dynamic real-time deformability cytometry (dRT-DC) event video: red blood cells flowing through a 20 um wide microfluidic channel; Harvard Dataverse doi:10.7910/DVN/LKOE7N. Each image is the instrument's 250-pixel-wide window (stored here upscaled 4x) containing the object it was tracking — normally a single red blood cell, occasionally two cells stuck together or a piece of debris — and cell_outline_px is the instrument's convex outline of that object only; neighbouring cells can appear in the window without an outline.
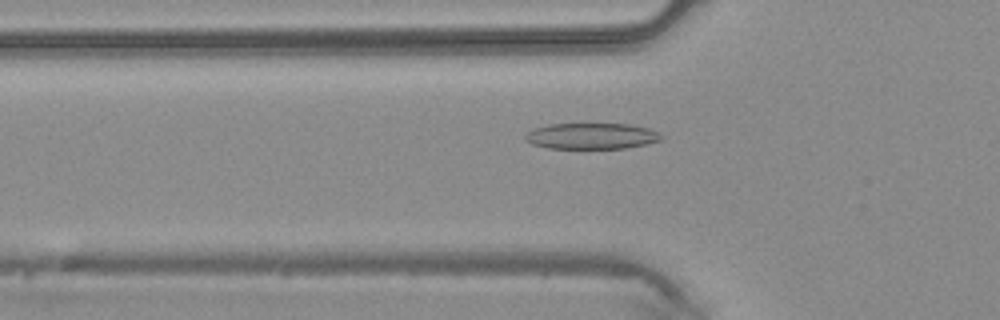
{"species": "common noctule bat (a hibernating species)", "species_latin": "Nyctalus noctula", "temperature_condition": "warm", "stored_images_in_passage": 34, "camera_frame_rate_fps": 3000, "um_per_image_px": 0.085, "animal": {"sex": "male", "body_mass_g": 20.4}, "frame": {"image": 1, "passage_image": 6, "time_ms": 1.667, "image_size_px": [1000, 320], "cell_outline_px": [[664, 136], [660, 140], [648, 144], [628, 148], [548, 148], [532, 144], [524, 140], [524, 136], [528, 132], [536, 128], [548, 124], [580, 120], [632, 124], [648, 128]], "centroid_in_image_um": [50.27, 11.5], "position_along_channel_um": 75.5, "area_um2": 21.85}}
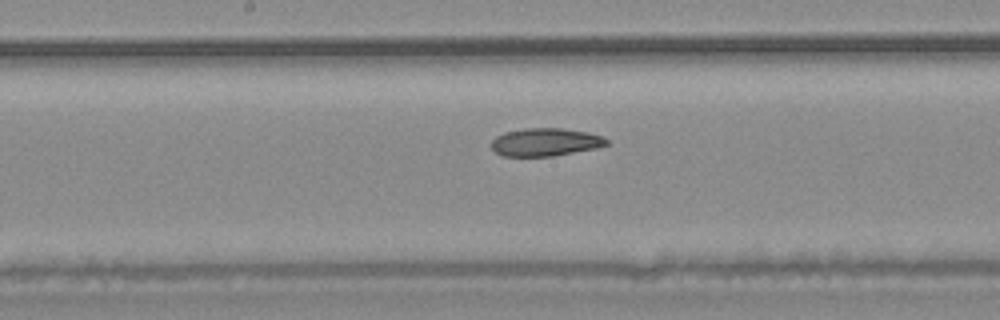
{"frame": {"image": 2, "passage_image": 14, "time_ms": 4.333, "image_size_px": [1000, 320], "cell_outline_px": [[608, 144], [596, 148], [552, 156], [500, 156], [492, 148], [492, 140], [496, 136], [504, 132], [528, 128], [560, 128], [588, 132], [600, 136], [608, 140]], "centroid_in_image_um": [46.33, 12.08], "position_along_channel_um": 201.9, "area_um2": 18.61}}
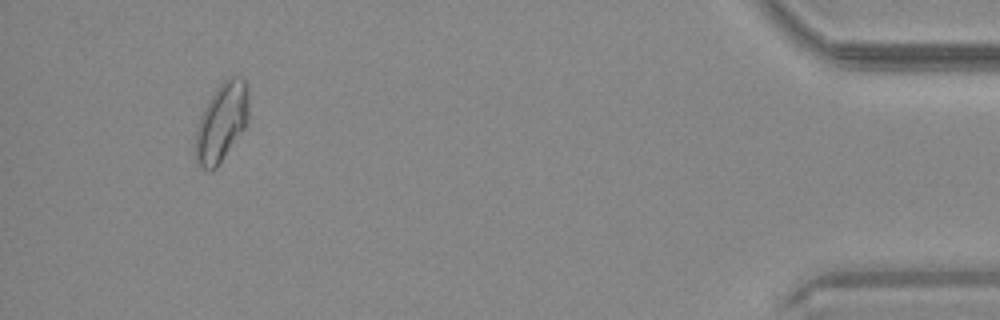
{"frame": {"image": 3, "passage_image": 32, "time_ms": 10.333, "image_size_px": [1000, 320], "cell_outline_px": [[248, 120], [244, 128], [216, 168], [200, 168], [196, 164], [196, 128], [200, 116], [208, 100], [216, 88], [228, 76], [240, 76], [248, 84]], "centroid_in_image_um": [18.84, 10.34], "position_along_channel_um": 416.4, "area_um2": 24.22}}